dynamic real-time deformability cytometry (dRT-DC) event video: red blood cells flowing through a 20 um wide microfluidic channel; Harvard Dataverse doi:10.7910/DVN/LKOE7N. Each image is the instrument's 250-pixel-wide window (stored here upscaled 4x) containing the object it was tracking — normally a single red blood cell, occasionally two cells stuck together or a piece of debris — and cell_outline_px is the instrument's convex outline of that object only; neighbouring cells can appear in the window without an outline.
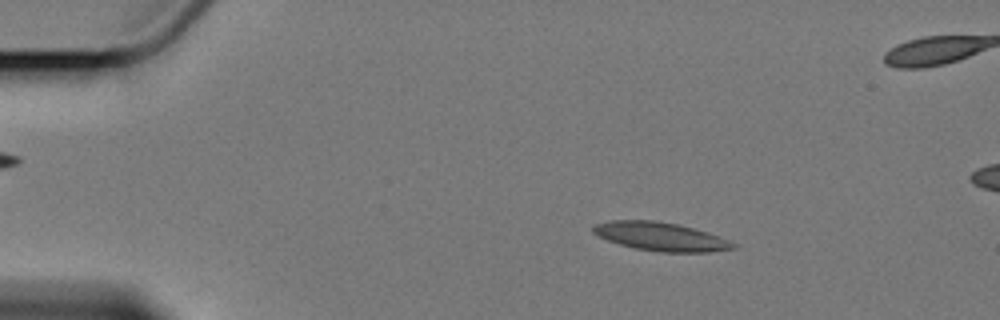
{"species": "Egyptian fruit bat (a non-hibernating species)", "species_latin": "Rousettus aegyptiacus", "temperature_condition": "cold", "stored_images_in_passage": 5, "camera_frame_rate_fps": 3000, "um_per_image_px": 0.085, "animal": {"sex": "female"}, "frame": {"image": 1, "passage_image": 2, "time_ms": 1.333, "image_size_px": [1000, 320], "cell_outline_px": [[736, 248], [708, 252], [660, 252], [636, 248], [620, 244], [608, 240], [592, 232], [592, 224], [608, 220], [656, 220], [676, 224], [708, 232], [728, 240], [736, 244]], "centroid_in_image_um": [56.13, 20.1], "position_along_channel_um": 28.9, "area_um2": 23.18}}